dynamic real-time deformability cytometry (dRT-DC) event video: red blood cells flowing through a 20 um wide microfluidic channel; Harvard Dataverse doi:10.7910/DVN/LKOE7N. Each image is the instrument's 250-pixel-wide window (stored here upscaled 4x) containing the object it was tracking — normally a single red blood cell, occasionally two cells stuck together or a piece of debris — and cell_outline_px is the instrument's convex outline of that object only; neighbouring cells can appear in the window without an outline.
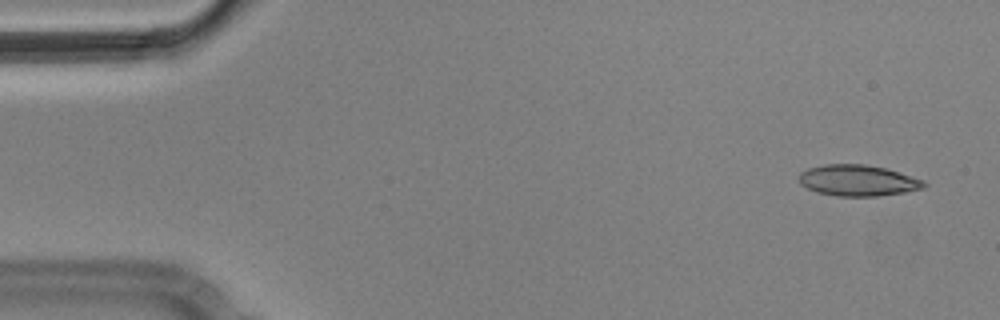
{"species": "Egyptian fruit bat (a non-hibernating species)", "species_latin": "Rousettus aegyptiacus", "temperature_condition": "cold", "stored_images_in_passage": 5, "camera_frame_rate_fps": 3000, "um_per_image_px": 0.085, "animal": {"sex": "male"}, "frame": {"image": 1, "passage_image": 1, "time_ms": 0.0, "image_size_px": [1000, 320], "cell_outline_px": [[928, 184], [924, 188], [904, 192], [876, 196], [836, 196], [816, 192], [800, 184], [800, 172], [808, 168], [824, 164], [864, 164], [884, 168], [924, 180]], "centroid_in_image_um": [72.91, 15.34], "position_along_channel_um": 12.1, "area_um2": 22.54}}